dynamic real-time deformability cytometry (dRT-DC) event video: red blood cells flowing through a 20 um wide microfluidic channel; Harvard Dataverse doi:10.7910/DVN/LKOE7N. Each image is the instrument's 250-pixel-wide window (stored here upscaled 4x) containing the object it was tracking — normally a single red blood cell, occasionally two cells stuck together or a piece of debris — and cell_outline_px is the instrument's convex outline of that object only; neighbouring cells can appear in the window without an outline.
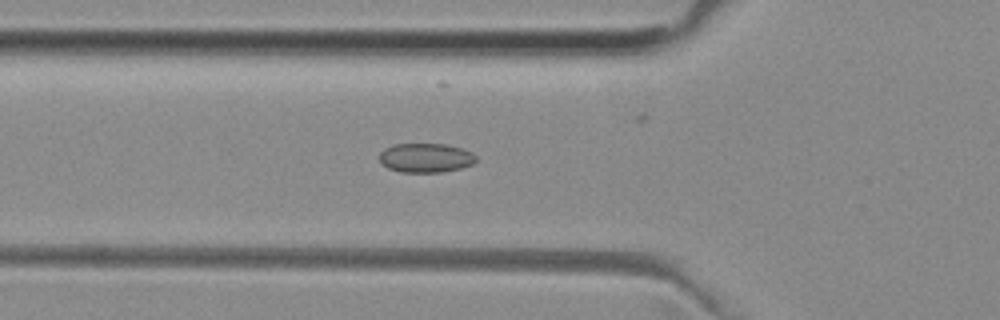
{"species": "common noctule bat (a hibernating species)", "species_latin": "Nyctalus noctula", "temperature_condition": "room temperature", "stored_images_in_passage": 53, "camera_frame_rate_fps": 3000, "um_per_image_px": 0.085, "animal": {"sex": "female", "body_mass_g": 29.2, "forearm_length_mm": 56.3}, "frame": {"image": 1, "passage_image": 18, "time_ms": 5.667, "image_size_px": [1000, 320], "cell_outline_px": [[476, 160], [472, 164], [460, 168], [440, 172], [400, 172], [388, 168], [380, 164], [380, 152], [384, 148], [392, 144], [448, 144], [464, 148], [472, 152], [476, 156]], "centroid_in_image_um": [36.17, 13.4], "position_along_channel_um": 89.6, "area_um2": 16.65}}
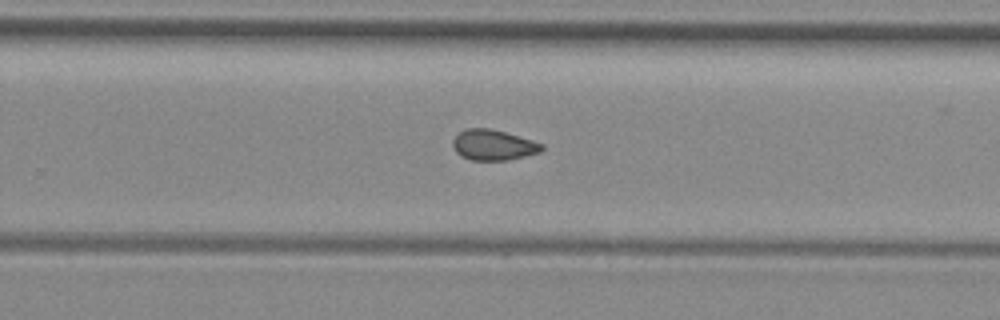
{"frame": {"image": 2, "passage_image": 33, "time_ms": 10.667, "image_size_px": [1000, 320], "cell_outline_px": [[544, 148], [540, 152], [508, 160], [472, 160], [460, 156], [452, 148], [452, 140], [460, 132], [468, 128], [488, 128], [504, 132], [532, 140], [544, 144]], "centroid_in_image_um": [41.91, 12.33], "position_along_channel_um": 287.9, "area_um2": 15.78}}
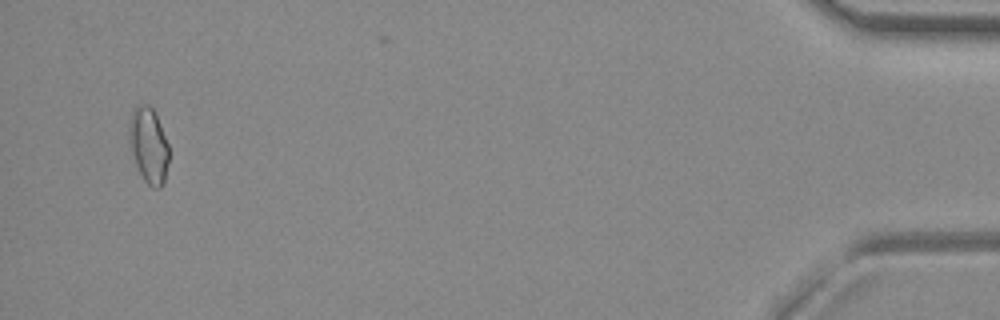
{"frame": {"image": 3, "passage_image": 50, "time_ms": 16.333, "image_size_px": [1000, 320], "cell_outline_px": [[168, 164], [164, 184], [160, 188], [152, 188], [144, 180], [136, 164], [128, 144], [128, 124], [132, 112], [140, 104], [148, 104], [156, 112], [168, 144]], "centroid_in_image_um": [12.63, 12.35], "position_along_channel_um": 422.6, "area_um2": 17.74}, "authors_computed_cell_mechanics": {"area_um2": 16.1262, "velocity_mm_per_s": 3.9693, "shape_relaxation_time_tau1_ms": null, "shape_relaxation_time_tau2_ms": 3.5757, "deformation_change_tau1": null, "deformation_change_tau2": 0.068}}